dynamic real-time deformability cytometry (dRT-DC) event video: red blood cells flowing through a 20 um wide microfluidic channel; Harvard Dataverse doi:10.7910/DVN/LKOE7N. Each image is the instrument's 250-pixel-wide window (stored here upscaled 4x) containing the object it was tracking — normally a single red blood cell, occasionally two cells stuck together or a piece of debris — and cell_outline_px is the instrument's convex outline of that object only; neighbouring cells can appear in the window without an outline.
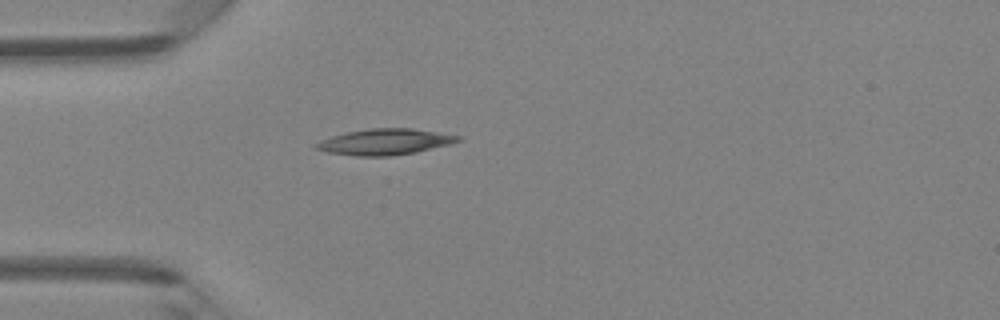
{"species": "Egyptian fruit bat (a non-hibernating species)", "species_latin": "Rousettus aegyptiacus", "temperature_condition": "room temperature", "stored_images_in_passage": 46, "camera_frame_rate_fps": 3000, "um_per_image_px": 0.085, "animal": {"sex": "female"}, "frame": {"image": 1, "passage_image": 12, "time_ms": 3.667, "image_size_px": [1000, 320], "cell_outline_px": [[464, 140], [452, 144], [416, 152], [392, 156], [356, 156], [328, 152], [312, 148], [312, 144], [320, 140], [332, 136], [348, 132], [368, 128], [412, 128], [464, 136]], "centroid_in_image_um": [32.75, 12.05], "position_along_channel_um": 52.2, "area_um2": 21.85}}
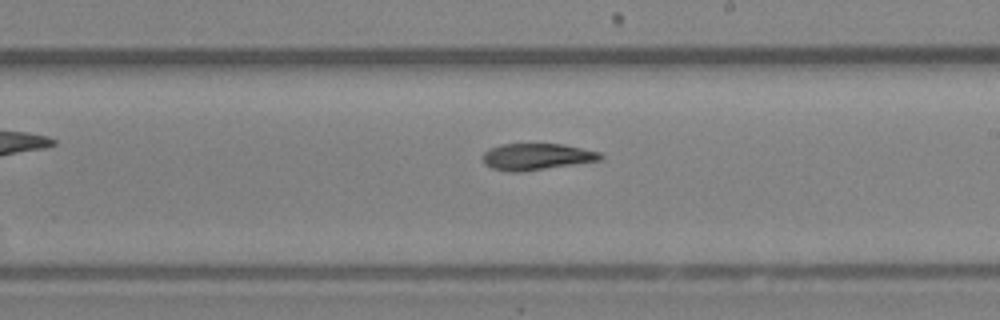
{"frame": {"image": 2, "passage_image": 26, "time_ms": 8.333, "image_size_px": [1000, 320], "cell_outline_px": [[604, 156], [600, 160], [520, 172], [508, 172], [492, 168], [484, 164], [480, 160], [480, 156], [488, 148], [500, 144], [564, 144], [600, 152]], "centroid_in_image_um": [45.53, 13.31], "position_along_channel_um": 243.5, "area_um2": 18.38}}
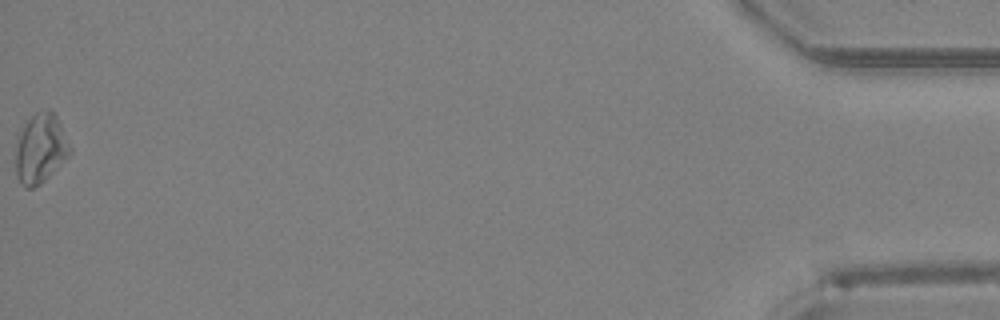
{"frame": {"image": 3, "passage_image": 46, "time_ms": 15.0, "image_size_px": [1000, 320], "cell_outline_px": [[72, 152], [40, 184], [32, 188], [28, 188], [20, 184], [16, 176], [16, 140], [20, 128], [36, 112], [44, 108], [48, 108], [56, 116], [72, 148]], "centroid_in_image_um": [3.42, 12.6], "position_along_channel_um": 431.8, "area_um2": 22.02}, "authors_computed_cell_mechanics": {"area_um2": 19.3919, "velocity_mm_per_s": 4.293, "shape_relaxation_time_tau1_ms": null, "shape_relaxation_time_tau2_ms": 8.1543, "deformation_change_tau1": null, "deformation_change_tau2": 0.1957}}